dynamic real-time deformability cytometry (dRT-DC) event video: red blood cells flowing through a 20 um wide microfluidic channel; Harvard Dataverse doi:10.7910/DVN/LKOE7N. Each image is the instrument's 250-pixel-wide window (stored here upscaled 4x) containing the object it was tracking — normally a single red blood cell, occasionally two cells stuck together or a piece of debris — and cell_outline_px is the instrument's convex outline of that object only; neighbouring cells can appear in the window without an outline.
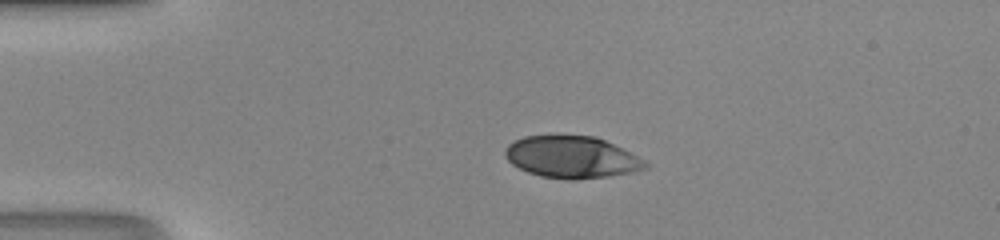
{"species": "human", "species_latin": "Homo sapiens", "temperature_condition": "room temperature", "stored_images_in_passage": 37, "camera_frame_rate_fps": 3000, "um_per_image_px": 0.085, "donor": {"sex": "male"}, "frame": {"image": 1, "passage_image": 1, "time_ms": 0.0, "image_size_px": [1000, 240], "cell_outline_px": [[648, 168], [632, 172], [608, 176], [576, 180], [568, 180], [540, 176], [528, 172], [512, 164], [504, 156], [504, 148], [512, 140], [524, 136], [556, 132], [596, 136], [644, 160], [648, 164]], "centroid_in_image_um": [48.51, 13.31], "position_along_channel_um": 36.5, "area_um2": 35.14}}
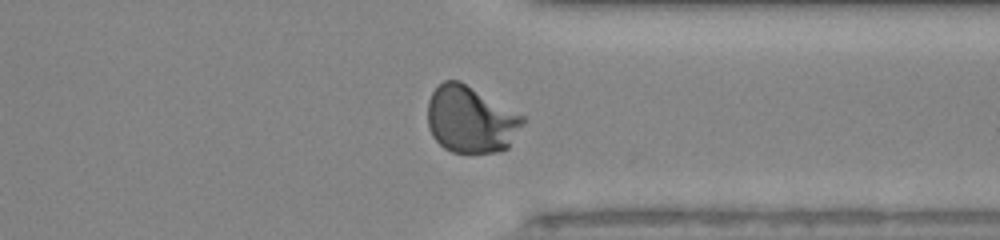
{"frame": {"image": 2, "passage_image": 27, "time_ms": 8.667, "image_size_px": [1000, 240], "cell_outline_px": [[524, 124], [508, 148], [496, 152], [452, 152], [444, 148], [432, 136], [428, 128], [428, 100], [432, 92], [444, 80], [460, 80], [524, 116]], "centroid_in_image_um": [40.01, 10.16], "position_along_channel_um": 371.4, "area_um2": 37.05}}
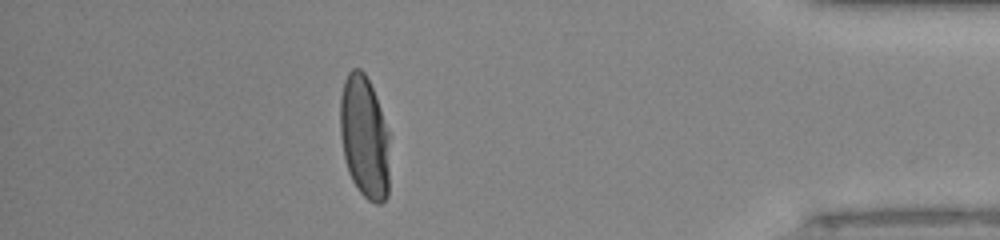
{"frame": {"image": 3, "passage_image": 32, "time_ms": 10.333, "image_size_px": [1000, 240], "cell_outline_px": [[388, 196], [380, 204], [376, 204], [368, 200], [356, 188], [348, 172], [344, 156], [340, 136], [340, 96], [344, 80], [348, 72], [352, 68], [360, 68], [364, 72], [376, 96], [388, 132]], "centroid_in_image_um": [30.95, 11.65], "position_along_channel_um": 404.2, "area_um2": 35.43}}